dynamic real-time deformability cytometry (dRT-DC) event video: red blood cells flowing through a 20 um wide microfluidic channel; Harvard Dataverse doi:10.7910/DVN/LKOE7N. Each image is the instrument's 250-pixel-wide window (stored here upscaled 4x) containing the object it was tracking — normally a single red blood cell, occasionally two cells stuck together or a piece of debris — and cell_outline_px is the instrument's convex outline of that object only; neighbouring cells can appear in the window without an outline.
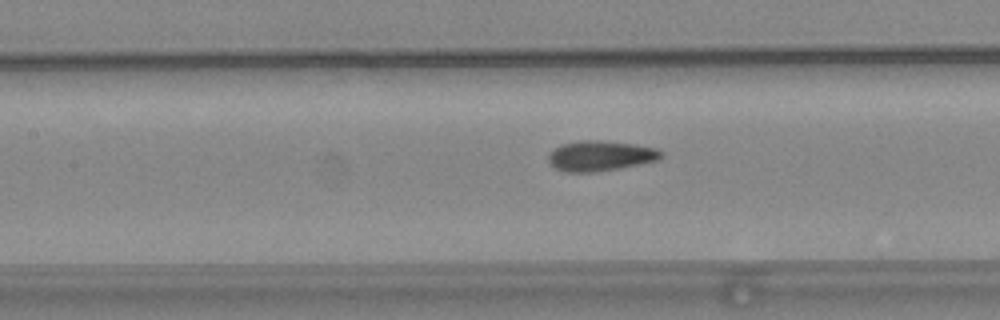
{"species": "common noctule bat (a hibernating species)", "species_latin": "Nyctalus noctula", "temperature_condition": "warm", "stored_images_in_passage": 51, "camera_frame_rate_fps": 3000, "um_per_image_px": 0.085, "animal": {"sex": "female", "body_mass_g": 24.6, "forearm_length_mm": 56.2}, "frame": {"image": 1, "passage_image": 21, "time_ms": 6.667, "image_size_px": [1000, 320], "cell_outline_px": [[664, 156], [660, 160], [620, 168], [596, 172], [564, 172], [556, 168], [548, 160], [548, 152], [560, 144], [580, 140], [600, 140], [636, 144], [660, 148], [664, 152]], "centroid_in_image_um": [51.08, 13.23], "position_along_channel_um": 156.3, "area_um2": 20.35}}
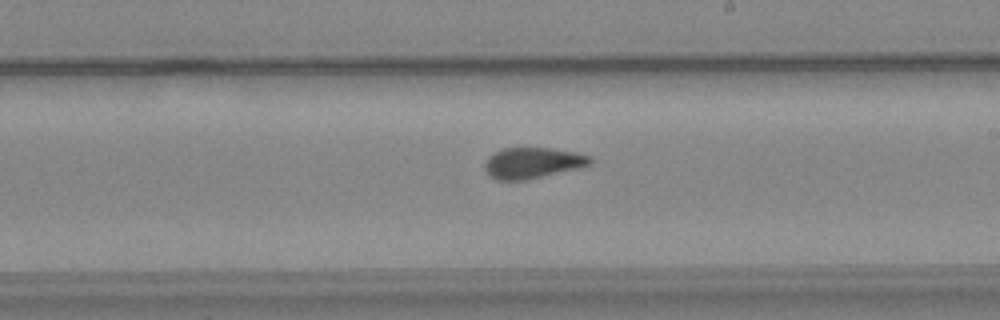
{"frame": {"image": 2, "passage_image": 28, "time_ms": 9.0, "image_size_px": [1000, 320], "cell_outline_px": [[592, 164], [580, 168], [528, 180], [496, 180], [488, 176], [484, 168], [484, 164], [488, 156], [492, 152], [504, 148], [552, 148], [576, 152], [592, 156]], "centroid_in_image_um": [45.27, 13.85], "position_along_channel_um": 243.7, "area_um2": 19.42}}
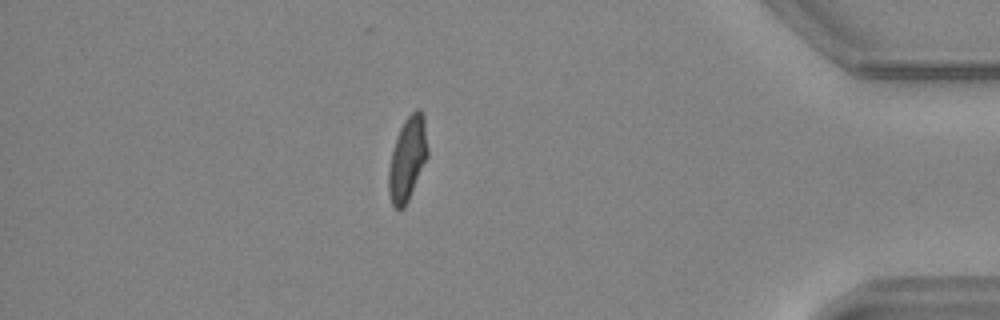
{"frame": {"image": 3, "passage_image": 44, "time_ms": 14.333, "image_size_px": [1000, 320], "cell_outline_px": [[428, 156], [408, 200], [404, 208], [396, 208], [392, 204], [388, 192], [388, 168], [392, 152], [400, 128], [404, 120], [416, 108], [420, 108], [424, 116], [428, 148]], "centroid_in_image_um": [34.64, 13.47], "position_along_channel_um": 400.6, "area_um2": 18.96}, "authors_computed_cell_mechanics": {"area_um2": 19.3052, "velocity_mm_per_s": 3.7544, "shape_relaxation_time_tau1_ms": null, "shape_relaxation_time_tau2_ms": 1.141, "deformation_change_tau1": null, "deformation_change_tau2": 0.0554}}